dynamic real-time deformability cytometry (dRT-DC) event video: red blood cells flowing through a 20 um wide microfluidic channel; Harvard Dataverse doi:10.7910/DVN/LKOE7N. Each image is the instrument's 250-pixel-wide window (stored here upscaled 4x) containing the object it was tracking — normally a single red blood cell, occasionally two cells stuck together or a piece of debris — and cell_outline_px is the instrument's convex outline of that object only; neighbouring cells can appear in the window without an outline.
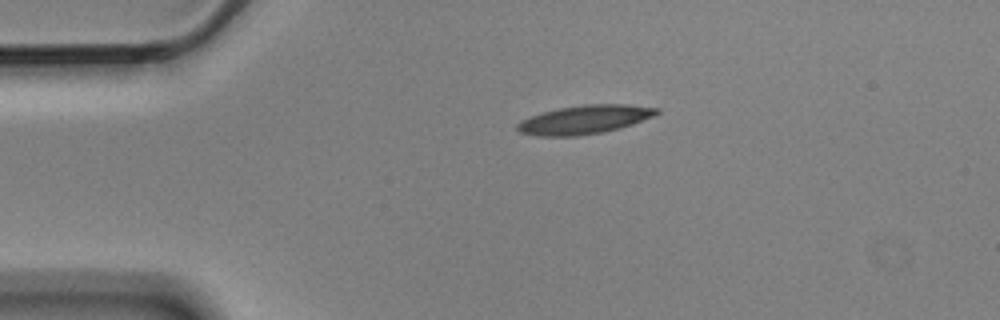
{"species": "Egyptian fruit bat (a non-hibernating species)", "species_latin": "Rousettus aegyptiacus", "temperature_condition": "cold", "stored_images_in_passage": 3, "camera_frame_rate_fps": 3000, "um_per_image_px": 0.085, "animal": {"sex": "male"}, "frame": {"image": 1, "passage_image": 1, "time_ms": 0.0, "image_size_px": [1000, 320], "cell_outline_px": [[660, 112], [652, 116], [632, 124], [620, 128], [604, 132], [576, 136], [536, 136], [520, 132], [516, 128], [516, 124], [520, 120], [544, 112], [560, 108], [584, 104], [628, 104], [660, 108]], "centroid_in_image_um": [49.69, 10.16], "position_along_channel_um": 35.3, "area_um2": 23.24}}
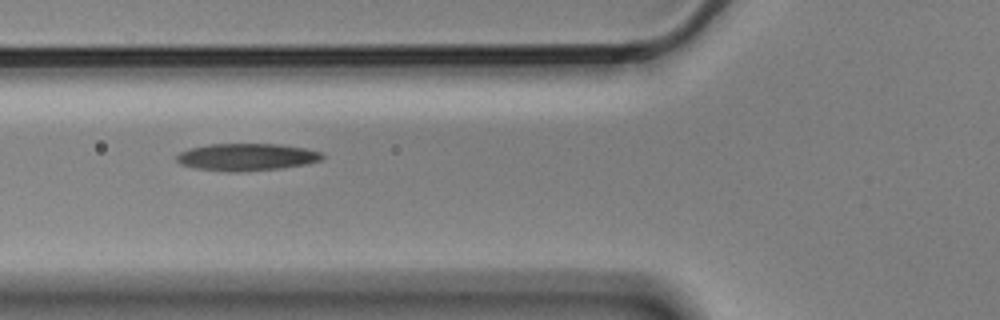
{"frame": {"image": 2, "passage_image": 3, "time_ms": 0.667, "image_size_px": [1000, 320], "cell_outline_px": [[324, 156], [320, 160], [308, 164], [280, 168], [236, 172], [228, 172], [196, 168], [180, 164], [176, 160], [176, 156], [180, 152], [192, 148], [208, 144], [280, 144], [304, 148], [320, 152]], "centroid_in_image_um": [20.96, 13.35], "position_along_channel_um": 104.8, "area_um2": 23.0}}